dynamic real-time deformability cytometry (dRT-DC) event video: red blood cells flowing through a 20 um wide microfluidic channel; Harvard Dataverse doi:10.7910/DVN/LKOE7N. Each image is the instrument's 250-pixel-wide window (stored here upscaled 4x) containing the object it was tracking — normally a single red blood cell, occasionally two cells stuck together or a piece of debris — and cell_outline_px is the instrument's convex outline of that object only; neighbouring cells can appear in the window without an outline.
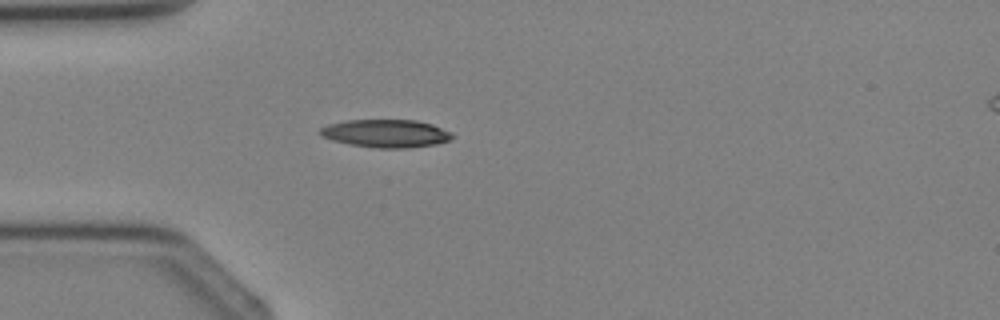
{"species": "Egyptian fruit bat (a non-hibernating species)", "species_latin": "Rousettus aegyptiacus", "temperature_condition": "cold", "stored_images_in_passage": 1, "camera_frame_rate_fps": 3000, "um_per_image_px": 0.085, "animal": {"sex": "female"}, "frame": {"image": 1, "passage_image": 1, "time_ms": 0.0, "image_size_px": [1000, 320], "cell_outline_px": [[452, 140], [436, 144], [408, 148], [376, 148], [348, 144], [332, 140], [320, 136], [320, 128], [328, 124], [348, 120], [416, 120], [432, 124], [452, 132]], "centroid_in_image_um": [32.81, 11.34], "position_along_channel_um": 52.2, "area_um2": 21.62}}